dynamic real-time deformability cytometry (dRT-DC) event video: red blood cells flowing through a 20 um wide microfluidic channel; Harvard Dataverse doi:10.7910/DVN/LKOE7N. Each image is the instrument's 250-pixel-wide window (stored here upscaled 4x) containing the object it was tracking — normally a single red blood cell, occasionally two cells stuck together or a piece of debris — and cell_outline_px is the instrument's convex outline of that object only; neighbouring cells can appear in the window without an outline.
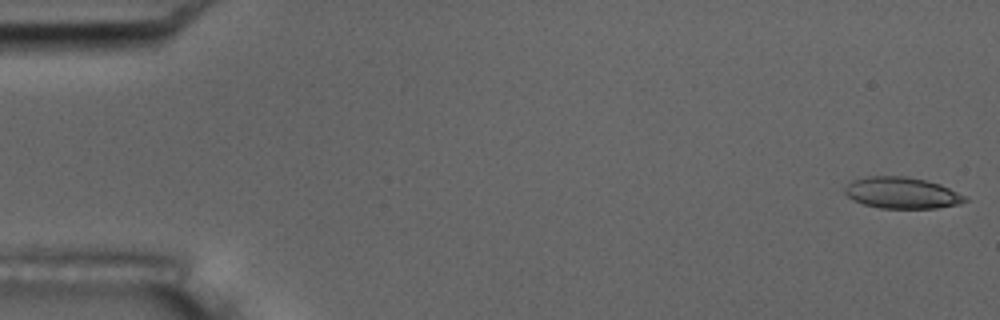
{"species": "common noctule bat (a hibernating species)", "species_latin": "Nyctalus noctula", "temperature_condition": "room temperature", "stored_images_in_passage": 14, "camera_frame_rate_fps": 3000, "um_per_image_px": 0.085, "animal": {"sex": "male", "body_mass_g": 17.5, "forearm_length_mm": 52.3}, "frame": {"image": 1, "passage_image": 1, "time_ms": 0.0, "image_size_px": [1000, 320], "cell_outline_px": [[968, 200], [960, 204], [936, 208], [880, 208], [864, 204], [852, 200], [844, 192], [844, 188], [852, 180], [868, 176], [904, 176], [924, 180], [940, 184], [964, 196]], "centroid_in_image_um": [76.62, 16.4], "position_along_channel_um": 8.4, "area_um2": 21.79}}
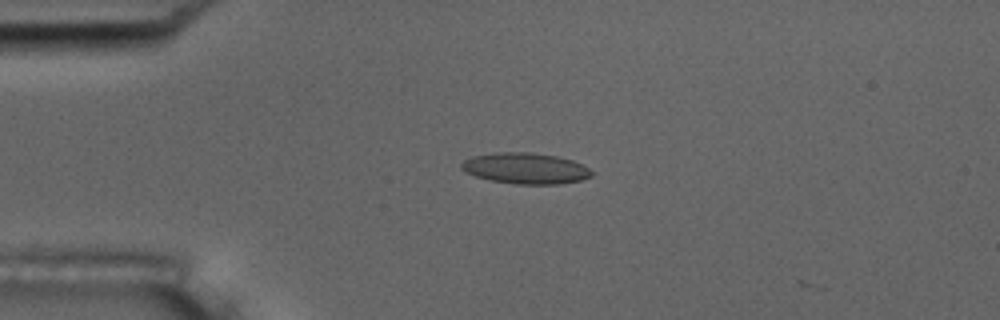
{"frame": {"image": 2, "passage_image": 13, "time_ms": 4.0, "image_size_px": [1000, 320], "cell_outline_px": [[592, 176], [580, 180], [556, 184], [516, 184], [492, 180], [476, 176], [460, 168], [460, 164], [464, 160], [472, 156], [496, 152], [532, 152], [556, 156], [572, 160], [588, 168], [592, 172]], "centroid_in_image_um": [44.65, 14.3], "position_along_channel_um": 40.3, "area_um2": 23.29}}